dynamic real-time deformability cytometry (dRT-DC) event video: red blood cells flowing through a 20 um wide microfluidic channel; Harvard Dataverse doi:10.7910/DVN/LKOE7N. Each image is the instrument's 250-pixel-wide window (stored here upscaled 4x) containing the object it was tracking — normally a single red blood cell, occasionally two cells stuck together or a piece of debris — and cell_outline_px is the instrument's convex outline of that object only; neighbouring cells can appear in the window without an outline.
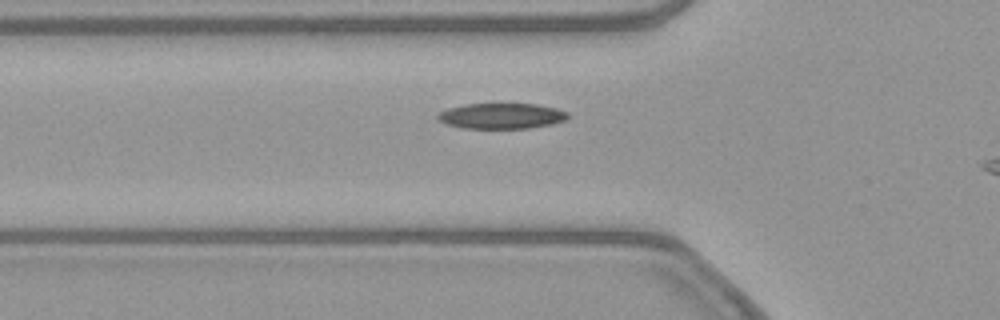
{"species": "common noctule bat (a hibernating species)", "species_latin": "Nyctalus noctula", "temperature_condition": "warm", "stored_images_in_passage": 8, "camera_frame_rate_fps": 3000, "um_per_image_px": 0.085, "animal": {"sex": "female", "body_mass_g": 21.9}, "frame": {"image": 1, "passage_image": 6, "time_ms": 1.667, "image_size_px": [1000, 320], "cell_outline_px": [[568, 116], [564, 120], [552, 124], [528, 128], [464, 128], [448, 124], [440, 120], [436, 116], [440, 112], [448, 108], [464, 104], [536, 104], [556, 108], [568, 112]], "centroid_in_image_um": [42.64, 9.85], "position_along_channel_um": 83.2, "area_um2": 19.19}}